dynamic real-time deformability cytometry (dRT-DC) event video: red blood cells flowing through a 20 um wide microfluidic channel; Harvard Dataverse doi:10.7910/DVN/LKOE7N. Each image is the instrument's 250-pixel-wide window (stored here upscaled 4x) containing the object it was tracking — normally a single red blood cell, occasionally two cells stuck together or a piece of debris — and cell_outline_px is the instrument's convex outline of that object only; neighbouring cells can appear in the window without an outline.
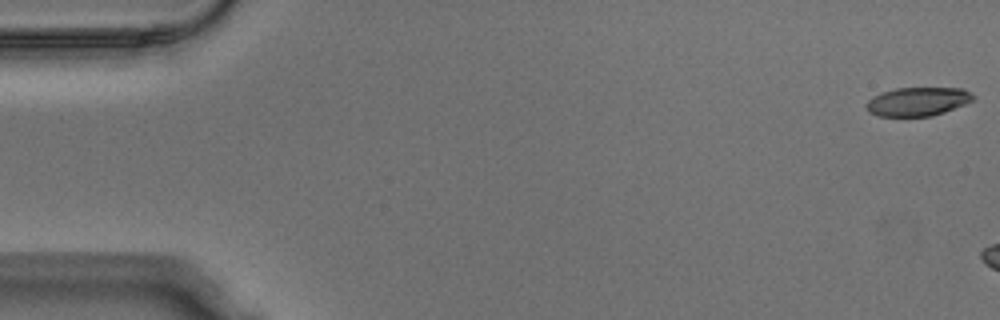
{"species": "Egyptian fruit bat (a non-hibernating species)", "species_latin": "Rousettus aegyptiacus", "temperature_condition": "warm", "stored_images_in_passage": 6, "camera_frame_rate_fps": 3000, "um_per_image_px": 0.085, "animal": {"sex": "male"}, "frame": {"image": 1, "passage_image": 1, "time_ms": 0.0, "image_size_px": [1000, 320], "cell_outline_px": [[976, 96], [972, 100], [964, 104], [944, 112], [932, 116], [876, 116], [868, 112], [864, 104], [872, 96], [896, 88], [964, 88], [972, 92]], "centroid_in_image_um": [77.99, 8.63], "position_along_channel_um": 7.0, "area_um2": 17.98}}
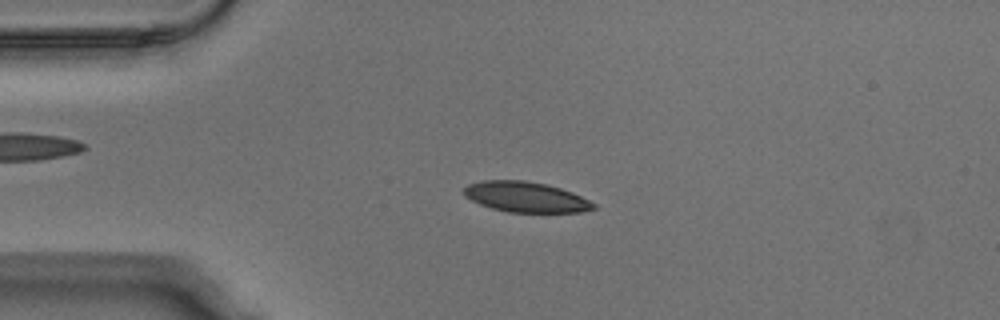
{"frame": {"image": 2, "passage_image": 5, "time_ms": 1.333, "image_size_px": [1000, 320], "cell_outline_px": [[596, 208], [580, 212], [508, 212], [492, 208], [480, 204], [464, 196], [464, 188], [468, 184], [484, 180], [524, 180], [544, 184], [560, 188], [572, 192], [596, 204]], "centroid_in_image_um": [44.68, 16.74], "position_along_channel_um": 40.3, "area_um2": 22.77}}